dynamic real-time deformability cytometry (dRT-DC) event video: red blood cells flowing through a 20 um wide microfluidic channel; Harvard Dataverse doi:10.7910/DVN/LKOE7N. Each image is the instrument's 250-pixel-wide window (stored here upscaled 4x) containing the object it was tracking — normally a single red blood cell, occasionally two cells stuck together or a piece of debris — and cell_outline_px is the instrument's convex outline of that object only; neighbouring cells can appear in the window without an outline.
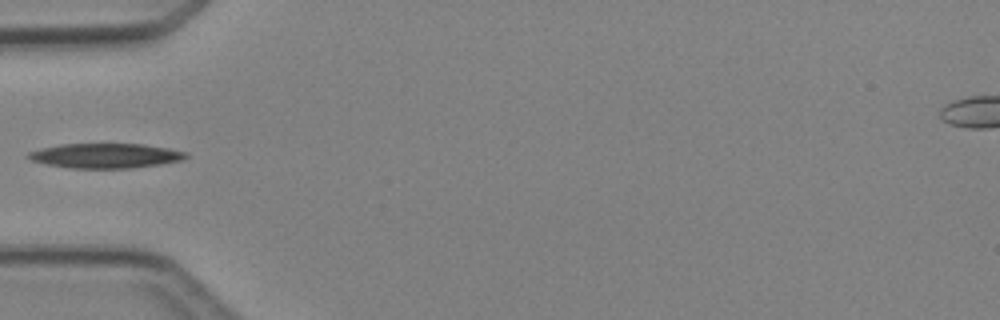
{"species": "Egyptian fruit bat (a non-hibernating species)", "species_latin": "Rousettus aegyptiacus", "temperature_condition": "cold", "stored_images_in_passage": 2, "camera_frame_rate_fps": 3000, "um_per_image_px": 0.085, "animal": {"sex": "female"}, "frame": {"image": 1, "passage_image": 2, "time_ms": 1.0, "image_size_px": [1000, 320], "cell_outline_px": [[188, 156], [184, 160], [160, 164], [132, 168], [68, 168], [48, 164], [32, 160], [24, 156], [28, 152], [40, 148], [60, 144], [144, 144], [168, 148], [188, 152]], "centroid_in_image_um": [8.98, 13.23], "position_along_channel_um": 76.0, "area_um2": 22.83}}